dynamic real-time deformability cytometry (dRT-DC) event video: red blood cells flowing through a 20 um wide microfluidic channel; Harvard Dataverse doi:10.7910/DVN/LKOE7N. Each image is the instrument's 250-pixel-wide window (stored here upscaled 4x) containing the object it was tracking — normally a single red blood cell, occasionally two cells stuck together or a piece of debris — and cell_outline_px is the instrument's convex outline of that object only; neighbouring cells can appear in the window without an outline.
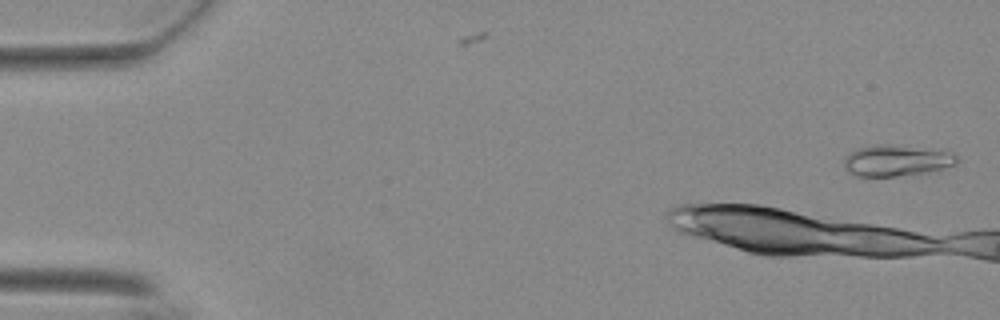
{"species": "Egyptian fruit bat (a non-hibernating species)", "species_latin": "Rousettus aegyptiacus", "temperature_condition": "warm", "stored_images_in_passage": 9, "camera_frame_rate_fps": 3000, "um_per_image_px": 0.085, "animal": {"sex": "female"}, "frame": {"image": 1, "passage_image": 2, "time_ms": 0.333, "image_size_px": [1000, 320], "cell_outline_px": [[956, 164], [944, 168], [928, 172], [896, 176], [856, 176], [844, 164], [844, 156], [856, 148], [876, 144], [888, 144], [944, 152], [956, 156]], "centroid_in_image_um": [76.12, 13.65], "position_along_channel_um": 8.9, "area_um2": 19.88}}